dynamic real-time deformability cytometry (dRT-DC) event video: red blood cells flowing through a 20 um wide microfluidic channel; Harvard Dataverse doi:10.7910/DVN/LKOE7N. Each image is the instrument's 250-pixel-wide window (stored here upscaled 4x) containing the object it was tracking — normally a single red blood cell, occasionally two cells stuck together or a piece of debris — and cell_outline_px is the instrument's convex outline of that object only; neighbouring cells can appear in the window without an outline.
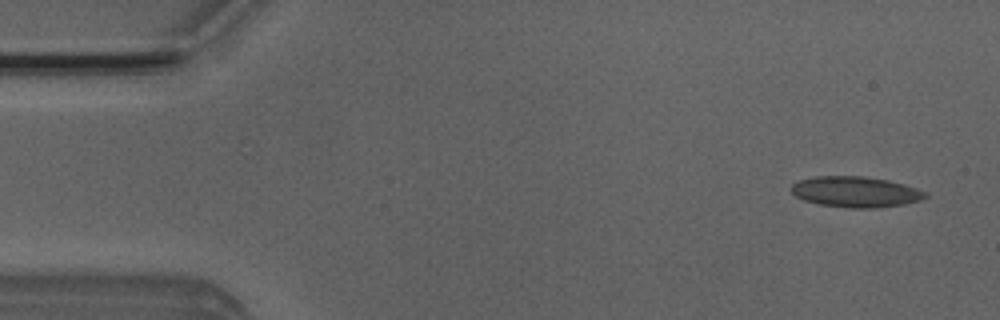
{"species": "Egyptian fruit bat (a non-hibernating species)", "species_latin": "Rousettus aegyptiacus", "temperature_condition": "room temperature", "stored_images_in_passage": 50, "camera_frame_rate_fps": 3000, "um_per_image_px": 0.085, "animal": {"sex": "male"}, "frame": {"image": 1, "passage_image": 2, "time_ms": 0.333, "image_size_px": [1000, 320], "cell_outline_px": [[928, 196], [920, 200], [904, 204], [876, 208], [852, 208], [820, 204], [804, 200], [796, 196], [792, 192], [792, 184], [800, 180], [816, 176], [864, 176], [888, 180], [904, 184], [928, 192]], "centroid_in_image_um": [72.76, 16.3], "position_along_channel_um": 12.2, "area_um2": 23.93}}
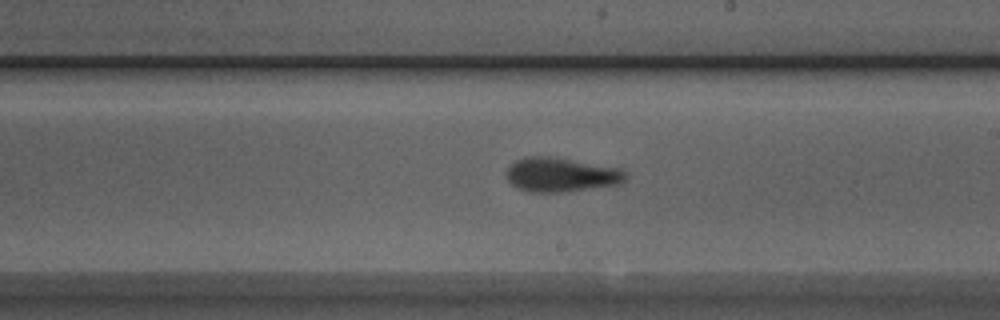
{"frame": {"image": 2, "passage_image": 28, "time_ms": 9.0, "image_size_px": [1000, 320], "cell_outline_px": [[628, 176], [620, 184], [564, 192], [528, 192], [516, 188], [504, 176], [504, 172], [516, 160], [524, 156], [548, 156], [624, 168], [628, 172]], "centroid_in_image_um": [47.7, 14.85], "position_along_channel_um": 241.3, "area_um2": 24.22}}
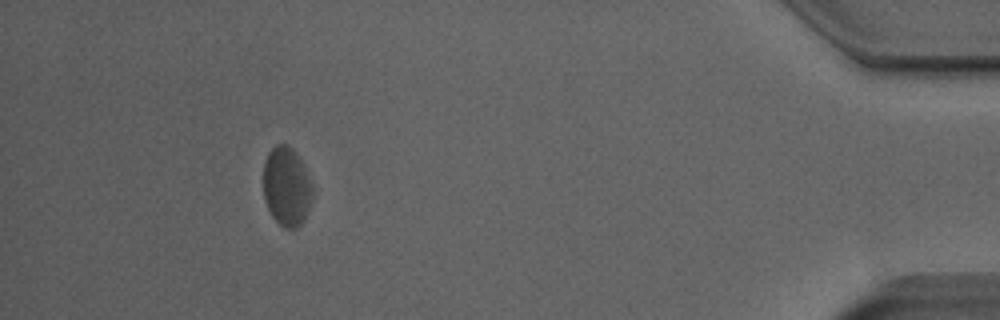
{"frame": {"image": 3, "passage_image": 46, "time_ms": 15.0, "image_size_px": [1000, 320], "cell_outline_px": [[312, 200], [304, 220], [296, 228], [284, 228], [272, 216], [264, 200], [264, 160], [268, 152], [276, 144], [284, 144], [292, 148], [296, 152], [304, 164], [312, 188]], "centroid_in_image_um": [24.36, 15.84], "position_along_channel_um": 410.8, "area_um2": 22.66}, "authors_computed_cell_mechanics": {"area_um2": 23.12, "velocity_mm_per_s": 3.9158, "shape_relaxation_time_tau1_ms": 2.7465, "shape_relaxation_time_tau2_ms": 2.8227, "deformation_change_tau1": 0.092, "deformation_change_tau2": 0.0978}}